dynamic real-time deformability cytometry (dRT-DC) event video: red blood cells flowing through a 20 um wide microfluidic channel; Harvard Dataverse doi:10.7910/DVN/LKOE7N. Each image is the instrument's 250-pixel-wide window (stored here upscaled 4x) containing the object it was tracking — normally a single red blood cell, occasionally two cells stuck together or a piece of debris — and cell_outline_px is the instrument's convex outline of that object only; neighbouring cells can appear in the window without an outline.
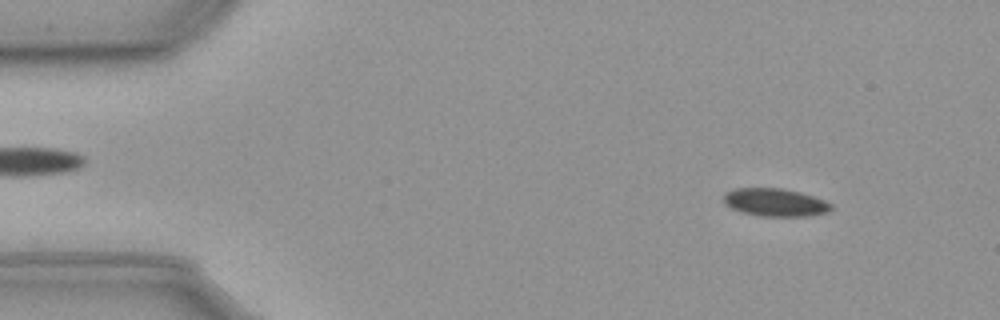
{"species": "common noctule bat (a hibernating species)", "species_latin": "Nyctalus noctula", "temperature_condition": "cold", "stored_images_in_passage": 54, "camera_frame_rate_fps": 3000, "um_per_image_px": 0.085, "animal": {"sex": "male", "body_mass_g": 23.1, "forearm_length_mm": 52.7}, "frame": {"image": 1, "passage_image": 4, "time_ms": 1.0, "image_size_px": [1000, 320], "cell_outline_px": [[832, 208], [828, 212], [808, 216], [760, 216], [744, 212], [732, 208], [724, 204], [724, 192], [736, 188], [784, 188], [800, 192], [824, 200], [832, 204]], "centroid_in_image_um": [65.88, 17.19], "position_along_channel_um": 19.1, "area_um2": 17.46}}
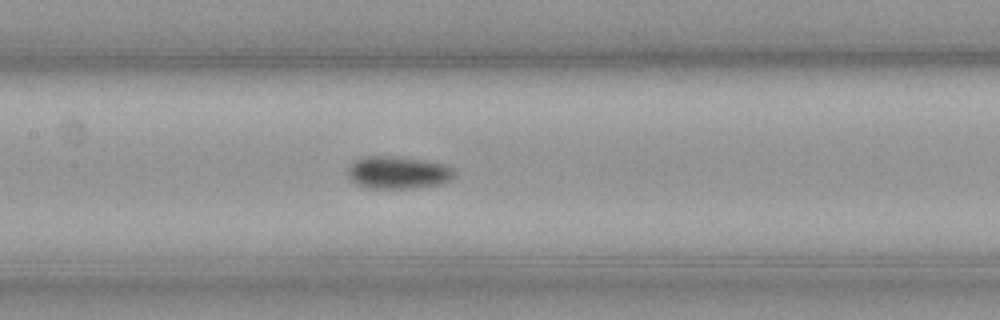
{"frame": {"image": 2, "passage_image": 24, "time_ms": 7.667, "image_size_px": [1000, 320], "cell_outline_px": [[456, 172], [448, 180], [440, 184], [412, 188], [368, 188], [356, 184], [348, 176], [348, 168], [356, 160], [368, 156], [392, 156], [424, 160], [444, 164], [452, 168]], "centroid_in_image_um": [33.82, 14.67], "position_along_channel_um": 173.6, "area_um2": 19.94}}
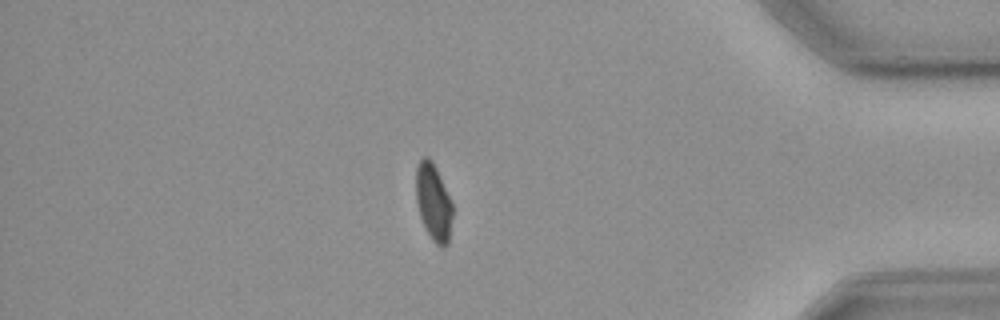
{"frame": {"image": 3, "passage_image": 46, "time_ms": 15.0, "image_size_px": [1000, 320], "cell_outline_px": [[452, 216], [448, 244], [444, 248], [440, 248], [432, 240], [420, 216], [416, 200], [416, 168], [420, 160], [424, 156], [428, 156], [432, 160], [436, 168], [452, 204]], "centroid_in_image_um": [36.83, 17.19], "position_along_channel_um": 398.4, "area_um2": 16.18}, "authors_computed_cell_mechanics": {"area_um2": 18.0336, "velocity_mm_per_s": 3.6014, "shape_relaxation_time_tau1_ms": 4.6543, "shape_relaxation_time_tau2_ms": null, "deformation_change_tau1": 0.0825, "deformation_change_tau2": null}}